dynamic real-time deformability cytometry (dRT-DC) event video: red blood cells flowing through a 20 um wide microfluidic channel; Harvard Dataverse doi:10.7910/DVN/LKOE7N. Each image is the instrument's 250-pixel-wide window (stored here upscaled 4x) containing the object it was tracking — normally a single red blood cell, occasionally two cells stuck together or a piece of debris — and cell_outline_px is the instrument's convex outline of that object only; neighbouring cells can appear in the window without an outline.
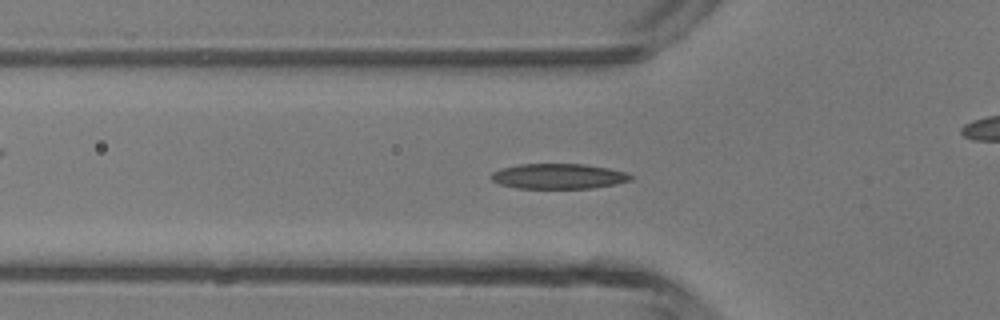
{"species": "common noctule bat (a hibernating species)", "species_latin": "Nyctalus noctula", "temperature_condition": "room temperature", "stored_images_in_passage": 41, "camera_frame_rate_fps": 3000, "um_per_image_px": 0.085, "animal": {"sex": "male", "body_mass_g": 13.3}, "frame": {"image": 1, "passage_image": 15, "time_ms": 4.667, "image_size_px": [1000, 320], "cell_outline_px": [[636, 176], [632, 180], [616, 184], [592, 188], [516, 188], [500, 184], [492, 180], [488, 176], [492, 172], [500, 168], [520, 164], [584, 164], [608, 168], [624, 172]], "centroid_in_image_um": [47.46, 14.98], "position_along_channel_um": 78.3, "area_um2": 20.63}}
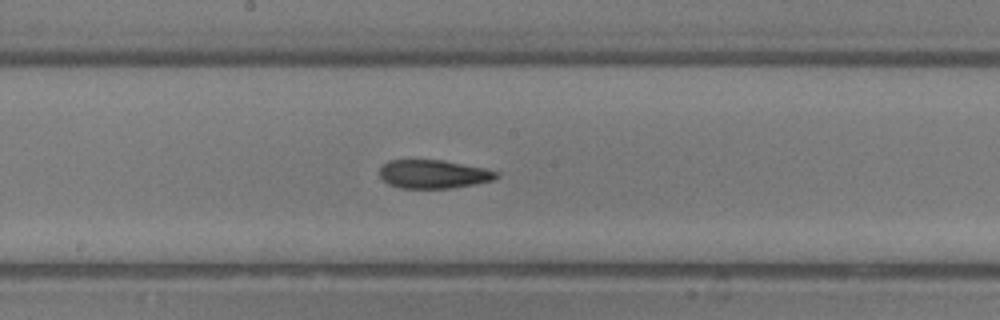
{"frame": {"image": 2, "passage_image": 24, "time_ms": 7.667, "image_size_px": [1000, 320], "cell_outline_px": [[500, 176], [492, 180], [476, 184], [452, 188], [400, 188], [388, 184], [380, 176], [380, 168], [388, 160], [440, 160], [484, 168], [500, 172]], "centroid_in_image_um": [36.86, 14.81], "position_along_channel_um": 211.3, "area_um2": 19.36}}
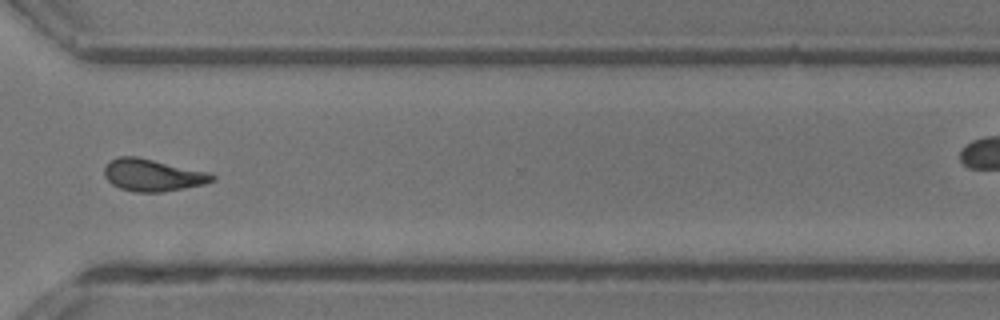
{"frame": {"image": 3, "passage_image": 34, "time_ms": 11.0, "image_size_px": [1000, 320], "cell_outline_px": [[216, 180], [204, 184], [164, 192], [132, 192], [120, 188], [112, 184], [104, 176], [104, 168], [112, 160], [120, 156], [136, 156], [208, 172], [216, 176]], "centroid_in_image_um": [12.98, 14.9], "position_along_channel_um": 357.6, "area_um2": 20.11}, "authors_computed_cell_mechanics": {"area_um2": 19.7098, "velocity_mm_per_s": 4.3972, "shape_relaxation_time_tau1_ms": 4.9724, "shape_relaxation_time_tau2_ms": 2.9563, "deformation_change_tau1": 0.1749, "deformation_change_tau2": 0.1159}}